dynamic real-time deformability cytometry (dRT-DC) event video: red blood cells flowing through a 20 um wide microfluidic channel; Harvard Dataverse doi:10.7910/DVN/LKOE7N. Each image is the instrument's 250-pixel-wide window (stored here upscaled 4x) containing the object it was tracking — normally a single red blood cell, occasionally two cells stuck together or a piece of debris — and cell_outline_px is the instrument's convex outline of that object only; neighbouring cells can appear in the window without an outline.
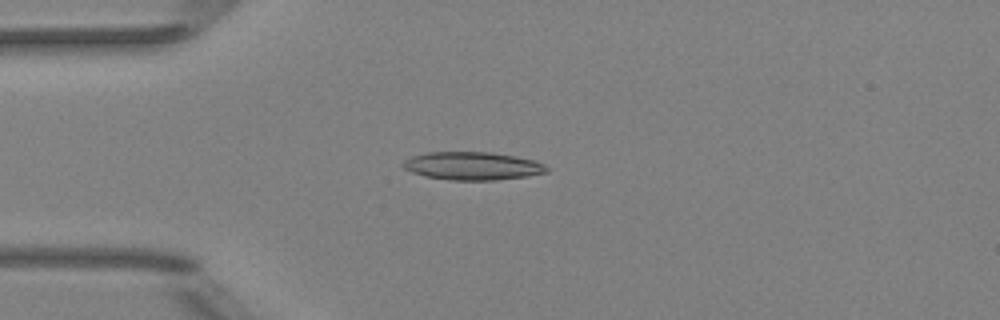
{"species": "Egyptian fruit bat (a non-hibernating species)", "species_latin": "Rousettus aegyptiacus", "temperature_condition": "room temperature", "stored_images_in_passage": 8, "camera_frame_rate_fps": 3000, "um_per_image_px": 0.085, "animal": {"sex": "female"}, "frame": {"image": 1, "passage_image": 3, "time_ms": 3.333, "image_size_px": [1000, 320], "cell_outline_px": [[548, 172], [528, 176], [496, 180], [452, 180], [428, 176], [412, 172], [404, 168], [400, 164], [404, 160], [412, 156], [428, 152], [492, 152], [532, 160], [544, 164], [548, 168]], "centroid_in_image_um": [40.15, 14.1], "position_along_channel_um": 44.8, "area_um2": 23.29}}
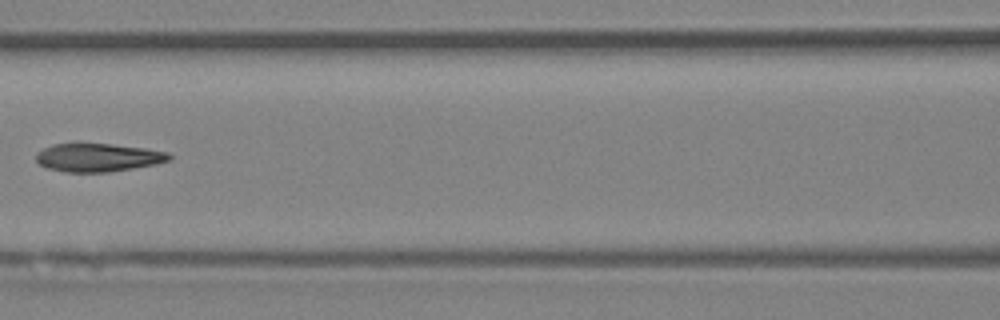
{"frame": {"image": 2, "passage_image": 6, "time_ms": 6.667, "image_size_px": [1000, 320], "cell_outline_px": [[172, 160], [156, 164], [108, 172], [64, 172], [48, 168], [40, 164], [36, 160], [36, 152], [52, 144], [112, 144], [144, 148], [168, 152], [172, 156]], "centroid_in_image_um": [8.34, 13.39], "position_along_channel_um": 158.3, "area_um2": 21.85}}
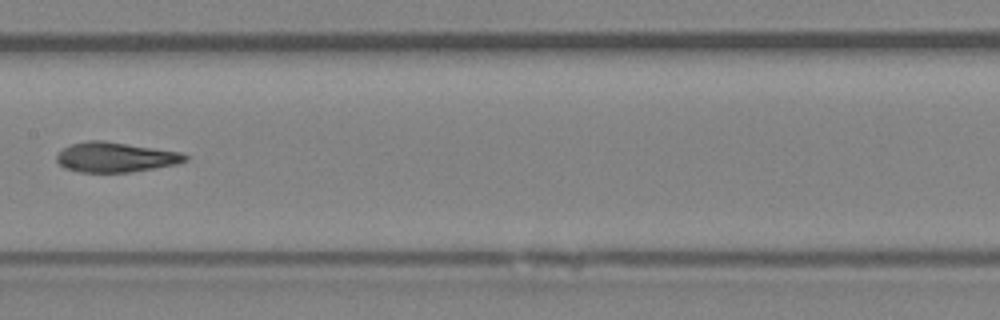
{"frame": {"image": 3, "passage_image": 7, "time_ms": 7.667, "image_size_px": [1000, 320], "cell_outline_px": [[188, 160], [176, 164], [128, 172], [80, 172], [64, 168], [56, 160], [56, 156], [64, 148], [72, 144], [88, 140], [104, 140], [180, 152], [188, 156]], "centroid_in_image_um": [9.8, 13.35], "position_along_channel_um": 197.6, "area_um2": 22.2}}